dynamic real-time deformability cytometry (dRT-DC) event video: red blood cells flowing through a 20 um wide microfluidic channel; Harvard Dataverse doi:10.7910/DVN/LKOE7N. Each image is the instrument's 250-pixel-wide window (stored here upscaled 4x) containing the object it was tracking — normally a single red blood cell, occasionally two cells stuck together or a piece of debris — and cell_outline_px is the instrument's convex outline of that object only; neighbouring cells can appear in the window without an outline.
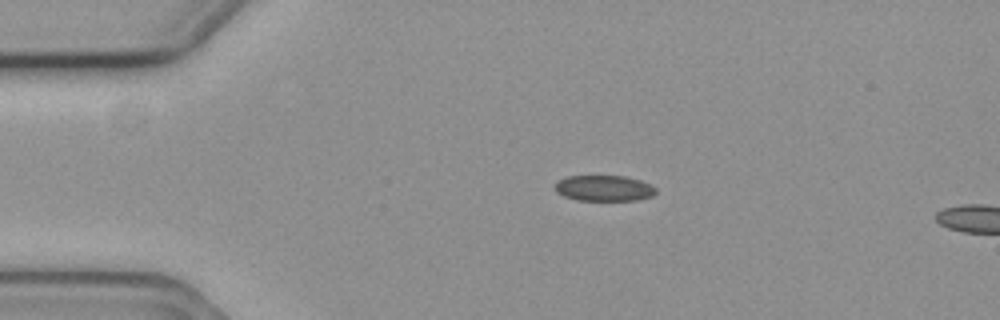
{"species": "common noctule bat (a hibernating species)", "species_latin": "Nyctalus noctula", "temperature_condition": "cold", "stored_images_in_passage": 4, "camera_frame_rate_fps": 3000, "um_per_image_px": 0.085, "animal": {"sex": "female", "body_mass_g": 19.3, "forearm_length_mm": 54.1}, "frame": {"image": 1, "passage_image": 3, "time_ms": 0.667, "image_size_px": [1000, 320], "cell_outline_px": [[656, 192], [652, 196], [636, 200], [576, 200], [564, 196], [556, 192], [556, 184], [560, 180], [568, 176], [624, 176], [640, 180], [656, 188]], "centroid_in_image_um": [51.35, 16.0], "position_along_channel_um": 33.7, "area_um2": 14.97}}